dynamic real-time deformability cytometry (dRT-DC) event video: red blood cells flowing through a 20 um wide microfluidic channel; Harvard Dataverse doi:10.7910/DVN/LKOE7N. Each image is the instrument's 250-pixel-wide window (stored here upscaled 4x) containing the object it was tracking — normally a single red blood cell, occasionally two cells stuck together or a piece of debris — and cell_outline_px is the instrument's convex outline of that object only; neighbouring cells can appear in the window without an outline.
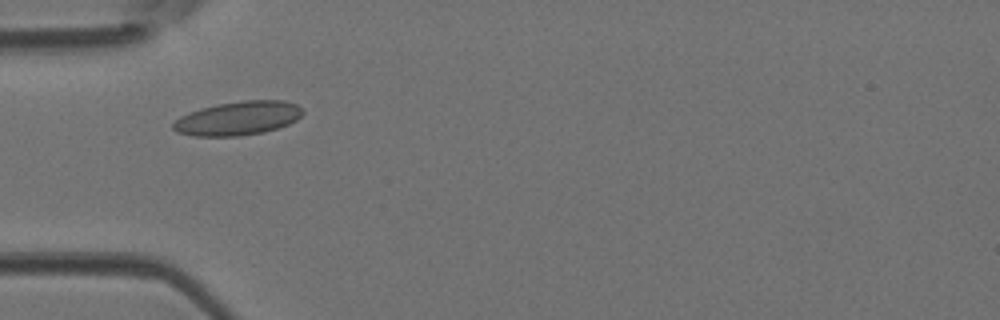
{"species": "Egyptian fruit bat (a non-hibernating species)", "species_latin": "Rousettus aegyptiacus", "temperature_condition": "room temperature", "stored_images_in_passage": 35, "camera_frame_rate_fps": 3000, "um_per_image_px": 0.085, "animal": {"sex": "female"}, "frame": {"image": 1, "passage_image": 4, "time_ms": 1.0, "image_size_px": [1000, 320], "cell_outline_px": [[304, 112], [296, 120], [288, 124], [264, 132], [240, 136], [192, 136], [176, 132], [172, 128], [172, 124], [180, 116], [188, 112], [200, 108], [220, 104], [244, 100], [284, 100], [296, 104], [304, 108]], "centroid_in_image_um": [20.23, 10.05], "position_along_channel_um": 64.8, "area_um2": 25.66}}
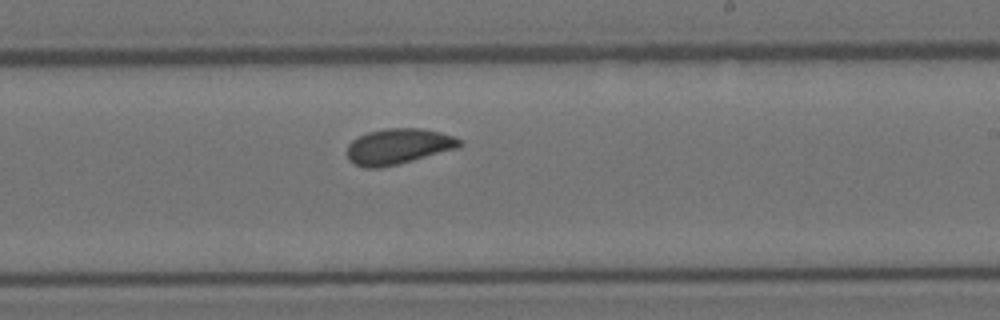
{"frame": {"image": 2, "passage_image": 17, "time_ms": 5.333, "image_size_px": [1000, 320], "cell_outline_px": [[464, 144], [460, 148], [380, 168], [364, 168], [348, 160], [348, 144], [352, 140], [368, 132], [384, 128], [420, 128], [440, 132], [464, 140]], "centroid_in_image_um": [33.89, 12.44], "position_along_channel_um": 255.1, "area_um2": 23.41}}
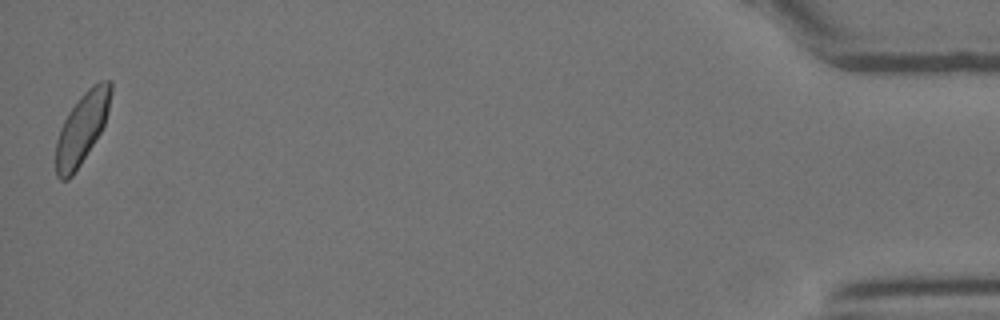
{"frame": {"image": 3, "passage_image": 35, "time_ms": 11.333, "image_size_px": [1000, 320], "cell_outline_px": [[112, 92], [108, 112], [104, 124], [100, 132], [80, 164], [72, 176], [68, 180], [60, 180], [56, 176], [56, 140], [60, 128], [68, 112], [80, 96], [92, 84], [100, 80], [112, 80]], "centroid_in_image_um": [6.97, 10.86], "position_along_channel_um": 428.2, "area_um2": 22.66}}